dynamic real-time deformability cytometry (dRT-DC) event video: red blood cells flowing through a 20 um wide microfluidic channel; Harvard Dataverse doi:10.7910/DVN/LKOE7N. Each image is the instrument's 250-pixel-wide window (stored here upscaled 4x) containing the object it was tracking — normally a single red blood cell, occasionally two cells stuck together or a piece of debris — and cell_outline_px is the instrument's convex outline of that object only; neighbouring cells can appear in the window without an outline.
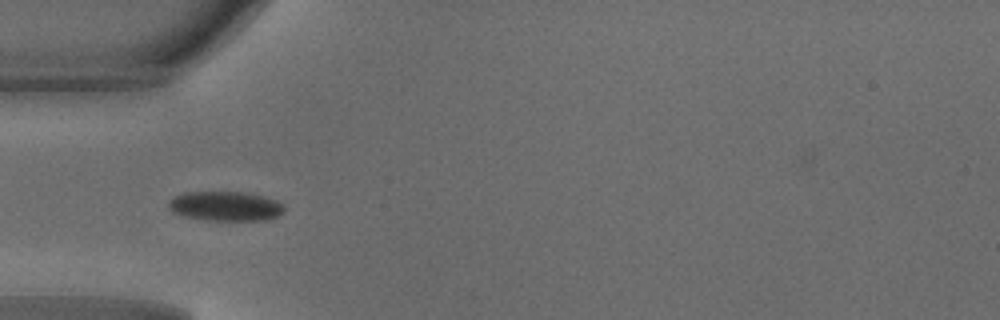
{"species": "common noctule bat (a hibernating species)", "species_latin": "Nyctalus noctula", "temperature_condition": "warm", "stored_images_in_passage": 35, "camera_frame_rate_fps": 3000, "um_per_image_px": 0.085, "animal": {"sex": "male", "body_mass_g": 18.8}, "frame": {"image": 1, "passage_image": 2, "time_ms": 0.333, "image_size_px": [1000, 320], "cell_outline_px": [[284, 212], [268, 220], [208, 220], [184, 216], [172, 212], [168, 208], [168, 200], [172, 196], [184, 192], [248, 192], [264, 196], [276, 200], [284, 208]], "centroid_in_image_um": [19.12, 17.51], "position_along_channel_um": 65.9, "area_um2": 20.06}}
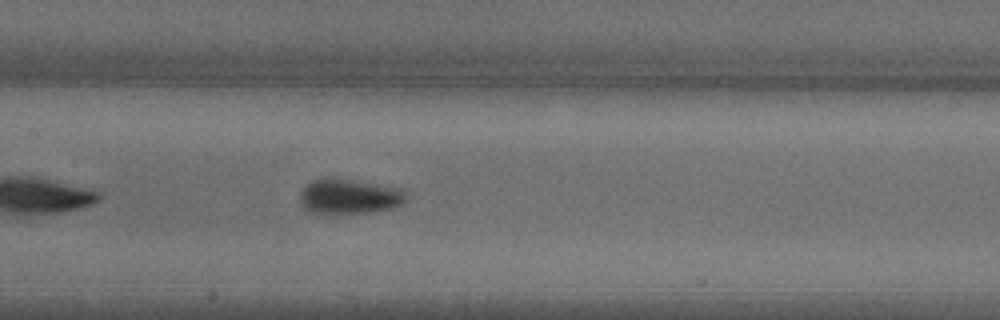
{"frame": {"image": 2, "passage_image": 10, "time_ms": 3.0, "image_size_px": [1000, 320], "cell_outline_px": [[404, 200], [400, 204], [392, 208], [372, 212], [336, 216], [312, 212], [304, 208], [300, 200], [300, 192], [312, 180], [324, 176], [332, 176], [404, 188]], "centroid_in_image_um": [29.64, 16.7], "position_along_channel_um": 177.8, "area_um2": 22.48}}
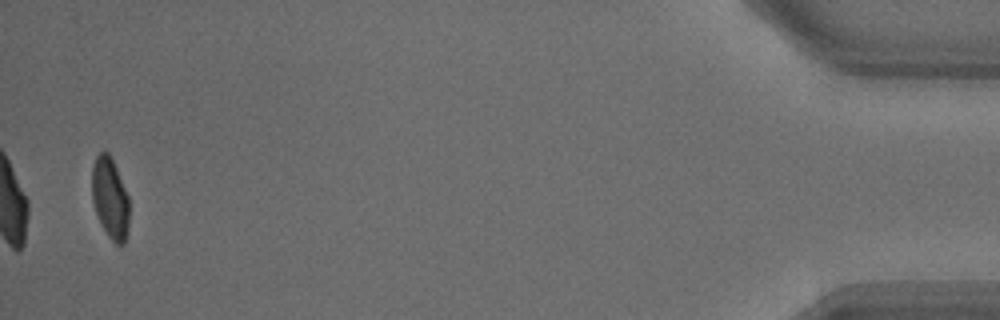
{"frame": {"image": 3, "passage_image": 34, "time_ms": 11.0, "image_size_px": [1000, 320], "cell_outline_px": [[128, 228], [124, 244], [116, 244], [108, 236], [96, 212], [92, 200], [92, 168], [96, 156], [100, 152], [108, 152], [116, 168], [128, 196]], "centroid_in_image_um": [9.35, 16.84], "position_along_channel_um": 425.9, "area_um2": 17.22}, "authors_computed_cell_mechanics": {"area_um2": 20.0566, "velocity_mm_per_s": 4.1826, "shape_relaxation_time_tau1_ms": 2.1376, "shape_relaxation_time_tau2_ms": null, "deformation_change_tau1": 0.1173, "deformation_change_tau2": null}}